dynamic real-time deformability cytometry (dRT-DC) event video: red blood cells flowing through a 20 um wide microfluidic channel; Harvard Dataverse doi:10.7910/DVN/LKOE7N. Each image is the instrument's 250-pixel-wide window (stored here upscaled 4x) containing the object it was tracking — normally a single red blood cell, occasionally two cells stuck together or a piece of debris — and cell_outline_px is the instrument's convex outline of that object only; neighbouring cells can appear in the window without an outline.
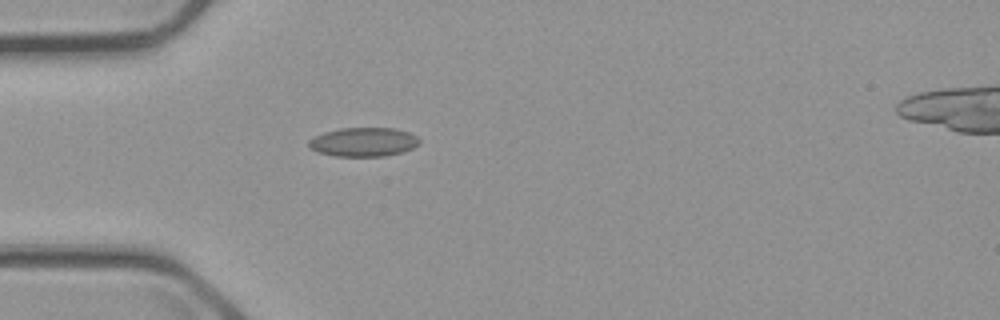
{"species": "common noctule bat (a hibernating species)", "species_latin": "Nyctalus noctula", "temperature_condition": "cold", "stored_images_in_passage": 5, "camera_frame_rate_fps": 3000, "um_per_image_px": 0.085, "animal": {"sex": "male", "body_mass_g": 23.1, "forearm_length_mm": 52.7}, "frame": {"image": 1, "passage_image": 1, "time_ms": 0.0, "image_size_px": [1000, 320], "cell_outline_px": [[420, 140], [412, 148], [400, 152], [384, 156], [336, 156], [320, 152], [312, 148], [308, 144], [308, 140], [324, 132], [340, 128], [392, 128], [408, 132], [416, 136]], "centroid_in_image_um": [30.88, 12.06], "position_along_channel_um": 54.1, "area_um2": 18.32}}